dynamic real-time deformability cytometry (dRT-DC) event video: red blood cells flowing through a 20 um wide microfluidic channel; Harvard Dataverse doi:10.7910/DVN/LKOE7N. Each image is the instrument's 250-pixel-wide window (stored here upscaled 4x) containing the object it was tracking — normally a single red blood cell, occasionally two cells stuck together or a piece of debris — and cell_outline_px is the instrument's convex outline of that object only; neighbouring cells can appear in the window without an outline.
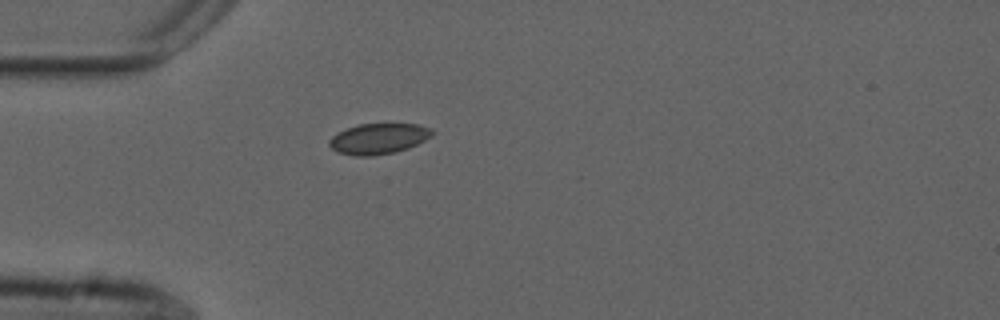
{"species": "common noctule bat (a hibernating species)", "species_latin": "Nyctalus noctula", "temperature_condition": "cold", "stored_images_in_passage": 8, "camera_frame_rate_fps": 3000, "um_per_image_px": 0.085, "animal": {"sex": "male", "forearm_length_mm": 52.5}, "frame": {"image": 1, "passage_image": 1, "time_ms": 0.0, "image_size_px": [1000, 320], "cell_outline_px": [[436, 132], [432, 136], [408, 148], [396, 152], [372, 156], [356, 156], [336, 152], [328, 144], [328, 140], [332, 136], [348, 128], [360, 124], [416, 124], [432, 128]], "centroid_in_image_um": [32.19, 11.79], "position_along_channel_um": 52.8, "area_um2": 18.38}}
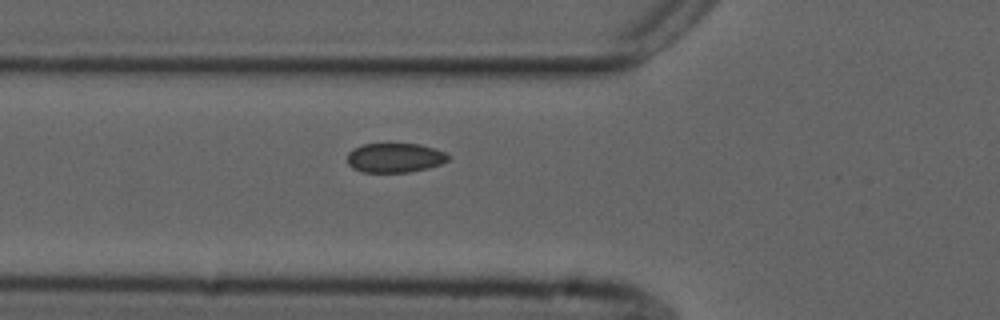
{"frame": {"image": 2, "passage_image": 5, "time_ms": 1.333, "image_size_px": [1000, 320], "cell_outline_px": [[448, 160], [440, 164], [428, 168], [408, 172], [360, 172], [352, 168], [348, 164], [348, 152], [352, 148], [364, 144], [420, 144], [436, 148], [444, 152], [448, 156]], "centroid_in_image_um": [33.54, 13.41], "position_along_channel_um": 92.3, "area_um2": 17.34}}
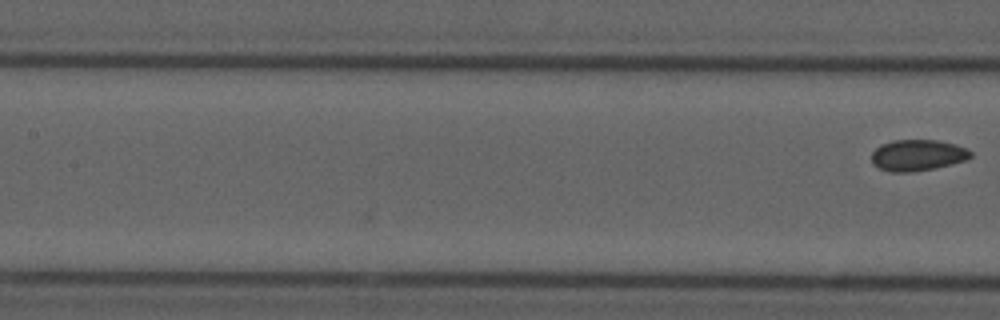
{"frame": {"image": 3, "passage_image": 8, "time_ms": 2.333, "image_size_px": [1000, 320], "cell_outline_px": [[972, 156], [964, 160], [952, 164], [936, 168], [912, 172], [892, 172], [880, 168], [872, 160], [872, 152], [880, 144], [892, 140], [936, 140], [956, 144], [968, 148], [972, 152]], "centroid_in_image_um": [78.02, 13.18], "position_along_channel_um": 129.4, "area_um2": 18.03}}